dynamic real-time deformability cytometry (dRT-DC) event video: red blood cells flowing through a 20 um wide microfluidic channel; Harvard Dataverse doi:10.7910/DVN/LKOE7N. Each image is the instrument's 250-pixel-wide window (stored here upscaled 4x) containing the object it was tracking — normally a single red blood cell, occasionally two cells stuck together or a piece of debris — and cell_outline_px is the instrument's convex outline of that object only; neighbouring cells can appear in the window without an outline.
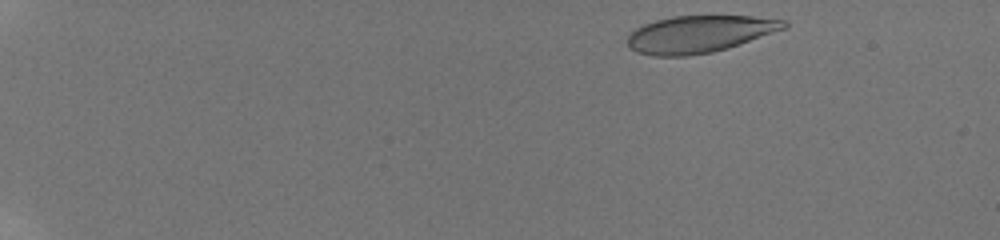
{"species": "human", "species_latin": "Homo sapiens", "temperature_condition": "room temperature", "stored_images_in_passage": 50, "camera_frame_rate_fps": 3000, "um_per_image_px": 0.085, "donor": {"sex": "male"}, "frame": {"image": 1, "passage_image": 2, "time_ms": 0.333, "image_size_px": [1000, 240], "cell_outline_px": [[788, 28], [728, 48], [712, 52], [688, 56], [652, 56], [636, 52], [628, 48], [628, 36], [636, 28], [644, 24], [656, 20], [672, 16], [752, 16], [784, 20], [788, 24]], "centroid_in_image_um": [59.45, 2.9], "position_along_channel_um": 25.6, "area_um2": 33.93}}
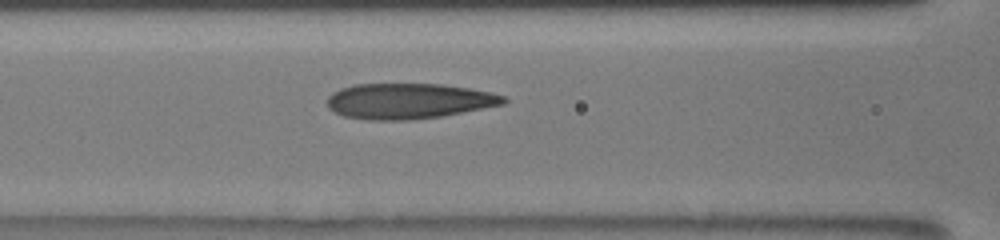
{"frame": {"image": 2, "passage_image": 22, "time_ms": 7.0, "image_size_px": [1000, 240], "cell_outline_px": [[508, 100], [504, 104], [440, 116], [408, 120], [368, 120], [344, 116], [328, 108], [328, 96], [332, 92], [340, 88], [352, 84], [444, 84], [468, 88], [488, 92], [504, 96]], "centroid_in_image_um": [34.69, 8.58], "position_along_channel_um": 131.9, "area_um2": 36.36}}
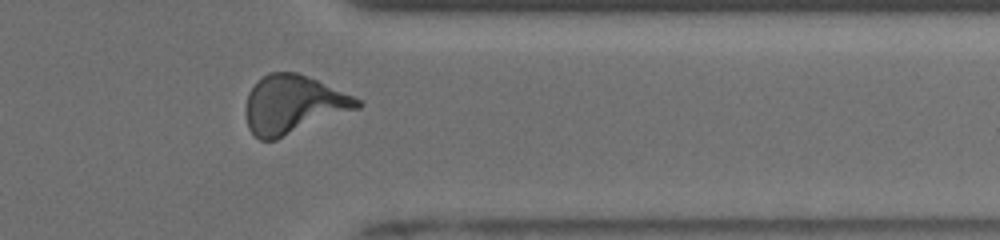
{"frame": {"image": 3, "passage_image": 42, "time_ms": 13.667, "image_size_px": [1000, 240], "cell_outline_px": [[364, 104], [360, 108], [276, 140], [260, 140], [248, 128], [244, 112], [248, 92], [268, 72], [296, 72], [316, 80], [352, 96], [360, 100]], "centroid_in_image_um": [24.9, 8.91], "position_along_channel_um": 386.5, "area_um2": 37.74}, "authors_computed_cell_mechanics": {"area_um2": 36.0383, "velocity_mm_per_s": 3.8399, "shape_relaxation_time_tau1_ms": 5.0539, "shape_relaxation_time_tau2_ms": 1.2971, "deformation_change_tau1": 0.2063, "deformation_change_tau2": 0.094}}